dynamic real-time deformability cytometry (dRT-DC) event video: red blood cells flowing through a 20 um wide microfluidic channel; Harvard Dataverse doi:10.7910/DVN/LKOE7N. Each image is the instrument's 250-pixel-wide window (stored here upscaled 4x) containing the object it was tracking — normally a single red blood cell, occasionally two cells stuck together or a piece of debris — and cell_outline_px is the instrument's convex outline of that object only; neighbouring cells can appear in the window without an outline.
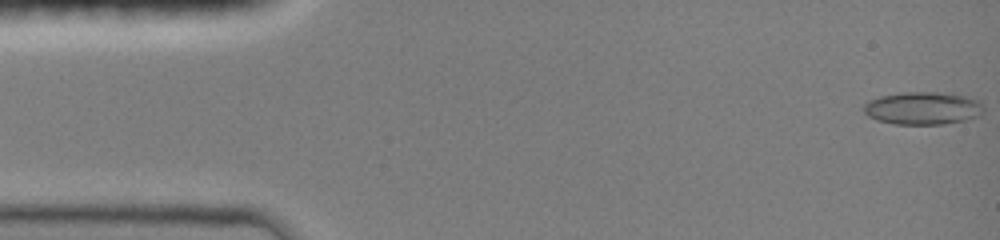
{"species": "common noctule bat (a hibernating species)", "species_latin": "Nyctalus noctula", "temperature_condition": "room temperature", "stored_images_in_passage": 39, "camera_frame_rate_fps": 3000, "um_per_image_px": 0.085, "animal": {"sex": "female", "body_mass_g": 19.0, "forearm_length_mm": 51.5}, "frame": {"image": 1, "passage_image": 1, "time_ms": 0.0, "image_size_px": [1000, 240], "cell_outline_px": [[984, 112], [980, 116], [964, 120], [944, 124], [896, 124], [876, 120], [868, 116], [864, 112], [864, 104], [868, 100], [880, 96], [900, 92], [936, 92], [964, 96], [980, 100], [984, 108]], "centroid_in_image_um": [78.44, 9.2], "position_along_channel_um": 6.6, "area_um2": 23.0}}
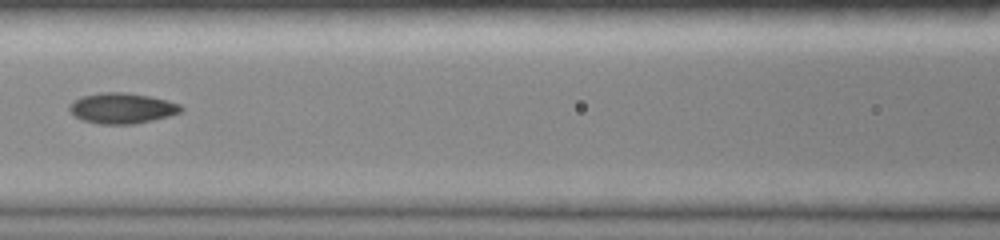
{"frame": {"image": 2, "passage_image": 17, "time_ms": 6.667, "image_size_px": [1000, 240], "cell_outline_px": [[184, 108], [180, 112], [168, 116], [152, 120], [132, 124], [100, 124], [84, 120], [76, 116], [68, 108], [68, 104], [72, 100], [80, 96], [100, 92], [124, 92], [148, 96], [180, 104]], "centroid_in_image_um": [10.32, 9.19], "position_along_channel_um": 156.3, "area_um2": 19.77}}
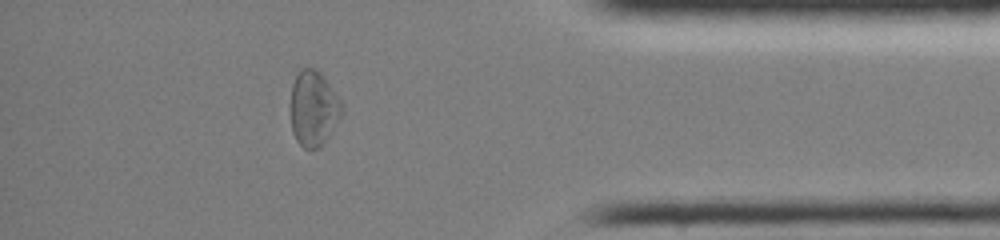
{"frame": {"image": 3, "passage_image": 34, "time_ms": 13.333, "image_size_px": [1000, 240], "cell_outline_px": [[344, 112], [328, 136], [316, 148], [304, 148], [296, 140], [292, 132], [292, 84], [300, 68], [312, 68], [320, 72], [340, 100], [344, 108]], "centroid_in_image_um": [26.66, 9.2], "position_along_channel_um": 408.5, "area_um2": 21.96}, "authors_computed_cell_mechanics": {"area_um2": 20.0566, "velocity_mm_per_s": 4.059, "shape_relaxation_time_tau1_ms": null, "shape_relaxation_time_tau2_ms": 3.5075, "deformation_change_tau1": null, "deformation_change_tau2": 0.0883}}